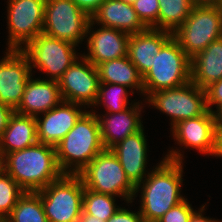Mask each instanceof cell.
I'll return each mask as SVG.
<instances>
[{
  "mask_svg": "<svg viewBox=\"0 0 222 222\" xmlns=\"http://www.w3.org/2000/svg\"><path fill=\"white\" fill-rule=\"evenodd\" d=\"M168 151L163 161L135 187V193L142 189L139 211L143 222H157L169 209L185 199L180 194L184 156L178 149Z\"/></svg>",
  "mask_w": 222,
  "mask_h": 222,
  "instance_id": "6da1fadb",
  "label": "cell"
},
{
  "mask_svg": "<svg viewBox=\"0 0 222 222\" xmlns=\"http://www.w3.org/2000/svg\"><path fill=\"white\" fill-rule=\"evenodd\" d=\"M5 172L25 192H37L64 174L57 163L55 147L41 142L6 154Z\"/></svg>",
  "mask_w": 222,
  "mask_h": 222,
  "instance_id": "7a4b0ae2",
  "label": "cell"
},
{
  "mask_svg": "<svg viewBox=\"0 0 222 222\" xmlns=\"http://www.w3.org/2000/svg\"><path fill=\"white\" fill-rule=\"evenodd\" d=\"M103 150L98 118L91 110L55 146L57 163L64 174L80 173Z\"/></svg>",
  "mask_w": 222,
  "mask_h": 222,
  "instance_id": "3957f363",
  "label": "cell"
},
{
  "mask_svg": "<svg viewBox=\"0 0 222 222\" xmlns=\"http://www.w3.org/2000/svg\"><path fill=\"white\" fill-rule=\"evenodd\" d=\"M191 58L172 36L155 55L152 67L143 76V95L177 88L191 81Z\"/></svg>",
  "mask_w": 222,
  "mask_h": 222,
  "instance_id": "277c9868",
  "label": "cell"
},
{
  "mask_svg": "<svg viewBox=\"0 0 222 222\" xmlns=\"http://www.w3.org/2000/svg\"><path fill=\"white\" fill-rule=\"evenodd\" d=\"M78 175L84 187L92 191L122 197L127 203L136 198L135 186L111 149L100 152Z\"/></svg>",
  "mask_w": 222,
  "mask_h": 222,
  "instance_id": "5b68a950",
  "label": "cell"
},
{
  "mask_svg": "<svg viewBox=\"0 0 222 222\" xmlns=\"http://www.w3.org/2000/svg\"><path fill=\"white\" fill-rule=\"evenodd\" d=\"M37 192L48 222H78L84 193V185L78 174H63Z\"/></svg>",
  "mask_w": 222,
  "mask_h": 222,
  "instance_id": "8992f818",
  "label": "cell"
},
{
  "mask_svg": "<svg viewBox=\"0 0 222 222\" xmlns=\"http://www.w3.org/2000/svg\"><path fill=\"white\" fill-rule=\"evenodd\" d=\"M173 37L192 58L211 42L222 38V11L219 7L194 6Z\"/></svg>",
  "mask_w": 222,
  "mask_h": 222,
  "instance_id": "52a82bcc",
  "label": "cell"
},
{
  "mask_svg": "<svg viewBox=\"0 0 222 222\" xmlns=\"http://www.w3.org/2000/svg\"><path fill=\"white\" fill-rule=\"evenodd\" d=\"M76 45L44 33L38 34L22 51L28 56L31 68L46 72L49 80L58 81L78 59Z\"/></svg>",
  "mask_w": 222,
  "mask_h": 222,
  "instance_id": "ba28073f",
  "label": "cell"
},
{
  "mask_svg": "<svg viewBox=\"0 0 222 222\" xmlns=\"http://www.w3.org/2000/svg\"><path fill=\"white\" fill-rule=\"evenodd\" d=\"M147 102L170 116L171 128L179 121L198 117L208 111L205 90L192 81L177 88L153 92L147 97Z\"/></svg>",
  "mask_w": 222,
  "mask_h": 222,
  "instance_id": "9c48e42d",
  "label": "cell"
},
{
  "mask_svg": "<svg viewBox=\"0 0 222 222\" xmlns=\"http://www.w3.org/2000/svg\"><path fill=\"white\" fill-rule=\"evenodd\" d=\"M90 20L72 0H46L42 33L78 46L87 36Z\"/></svg>",
  "mask_w": 222,
  "mask_h": 222,
  "instance_id": "30bf717a",
  "label": "cell"
},
{
  "mask_svg": "<svg viewBox=\"0 0 222 222\" xmlns=\"http://www.w3.org/2000/svg\"><path fill=\"white\" fill-rule=\"evenodd\" d=\"M45 3L46 0H8L6 49L22 50L43 32Z\"/></svg>",
  "mask_w": 222,
  "mask_h": 222,
  "instance_id": "8fae6325",
  "label": "cell"
},
{
  "mask_svg": "<svg viewBox=\"0 0 222 222\" xmlns=\"http://www.w3.org/2000/svg\"><path fill=\"white\" fill-rule=\"evenodd\" d=\"M99 83L97 67L83 55L79 56L58 80L63 101L79 104L85 108L86 105L88 108L94 107Z\"/></svg>",
  "mask_w": 222,
  "mask_h": 222,
  "instance_id": "7c38bea8",
  "label": "cell"
},
{
  "mask_svg": "<svg viewBox=\"0 0 222 222\" xmlns=\"http://www.w3.org/2000/svg\"><path fill=\"white\" fill-rule=\"evenodd\" d=\"M0 60V103L14 111L21 103L27 81L33 70L28 56L17 49H7Z\"/></svg>",
  "mask_w": 222,
  "mask_h": 222,
  "instance_id": "4fadbf2b",
  "label": "cell"
},
{
  "mask_svg": "<svg viewBox=\"0 0 222 222\" xmlns=\"http://www.w3.org/2000/svg\"><path fill=\"white\" fill-rule=\"evenodd\" d=\"M81 108L82 105L62 101L53 109L41 114L42 118L37 116L38 142L55 147L86 112Z\"/></svg>",
  "mask_w": 222,
  "mask_h": 222,
  "instance_id": "5bb4252c",
  "label": "cell"
},
{
  "mask_svg": "<svg viewBox=\"0 0 222 222\" xmlns=\"http://www.w3.org/2000/svg\"><path fill=\"white\" fill-rule=\"evenodd\" d=\"M95 24L90 20L87 28L88 52L84 55L94 66L115 60L128 55V42L130 35L118 29L102 26L96 31L92 29Z\"/></svg>",
  "mask_w": 222,
  "mask_h": 222,
  "instance_id": "9a60e30c",
  "label": "cell"
},
{
  "mask_svg": "<svg viewBox=\"0 0 222 222\" xmlns=\"http://www.w3.org/2000/svg\"><path fill=\"white\" fill-rule=\"evenodd\" d=\"M215 114L209 110L198 117L179 121L171 128L178 145L212 156L215 138Z\"/></svg>",
  "mask_w": 222,
  "mask_h": 222,
  "instance_id": "2e32d148",
  "label": "cell"
},
{
  "mask_svg": "<svg viewBox=\"0 0 222 222\" xmlns=\"http://www.w3.org/2000/svg\"><path fill=\"white\" fill-rule=\"evenodd\" d=\"M147 139L144 128L129 135L111 148L117 156L127 178L136 187L148 174L147 167Z\"/></svg>",
  "mask_w": 222,
  "mask_h": 222,
  "instance_id": "e0dca14e",
  "label": "cell"
},
{
  "mask_svg": "<svg viewBox=\"0 0 222 222\" xmlns=\"http://www.w3.org/2000/svg\"><path fill=\"white\" fill-rule=\"evenodd\" d=\"M141 109L143 108L140 102H134L122 112L107 113L102 116L96 114L104 149H111L129 135L143 128L140 119Z\"/></svg>",
  "mask_w": 222,
  "mask_h": 222,
  "instance_id": "ac0fdd59",
  "label": "cell"
},
{
  "mask_svg": "<svg viewBox=\"0 0 222 222\" xmlns=\"http://www.w3.org/2000/svg\"><path fill=\"white\" fill-rule=\"evenodd\" d=\"M62 101L58 81L31 77L26 83L21 103L15 112L36 118Z\"/></svg>",
  "mask_w": 222,
  "mask_h": 222,
  "instance_id": "d6986e66",
  "label": "cell"
},
{
  "mask_svg": "<svg viewBox=\"0 0 222 222\" xmlns=\"http://www.w3.org/2000/svg\"><path fill=\"white\" fill-rule=\"evenodd\" d=\"M172 36L171 32L153 28L130 34L128 57L142 76L152 67L155 55Z\"/></svg>",
  "mask_w": 222,
  "mask_h": 222,
  "instance_id": "ffe728a7",
  "label": "cell"
},
{
  "mask_svg": "<svg viewBox=\"0 0 222 222\" xmlns=\"http://www.w3.org/2000/svg\"><path fill=\"white\" fill-rule=\"evenodd\" d=\"M90 18L98 26L118 29L129 35L147 29L138 18L133 5L120 0H105Z\"/></svg>",
  "mask_w": 222,
  "mask_h": 222,
  "instance_id": "44dd1931",
  "label": "cell"
},
{
  "mask_svg": "<svg viewBox=\"0 0 222 222\" xmlns=\"http://www.w3.org/2000/svg\"><path fill=\"white\" fill-rule=\"evenodd\" d=\"M191 81L205 90L222 79V38L191 58Z\"/></svg>",
  "mask_w": 222,
  "mask_h": 222,
  "instance_id": "7402d4cb",
  "label": "cell"
},
{
  "mask_svg": "<svg viewBox=\"0 0 222 222\" xmlns=\"http://www.w3.org/2000/svg\"><path fill=\"white\" fill-rule=\"evenodd\" d=\"M37 142L36 118L14 111L5 131L0 136V148L3 153L6 155L13 151L22 150Z\"/></svg>",
  "mask_w": 222,
  "mask_h": 222,
  "instance_id": "603a6c76",
  "label": "cell"
},
{
  "mask_svg": "<svg viewBox=\"0 0 222 222\" xmlns=\"http://www.w3.org/2000/svg\"><path fill=\"white\" fill-rule=\"evenodd\" d=\"M97 69L100 83L124 85L143 94V76L130 61L128 55L119 59L105 61L99 64Z\"/></svg>",
  "mask_w": 222,
  "mask_h": 222,
  "instance_id": "cb8c5ba5",
  "label": "cell"
},
{
  "mask_svg": "<svg viewBox=\"0 0 222 222\" xmlns=\"http://www.w3.org/2000/svg\"><path fill=\"white\" fill-rule=\"evenodd\" d=\"M158 30L174 33L189 17L191 0H158Z\"/></svg>",
  "mask_w": 222,
  "mask_h": 222,
  "instance_id": "d4e9b609",
  "label": "cell"
},
{
  "mask_svg": "<svg viewBox=\"0 0 222 222\" xmlns=\"http://www.w3.org/2000/svg\"><path fill=\"white\" fill-rule=\"evenodd\" d=\"M6 222H48L38 192H25L5 218Z\"/></svg>",
  "mask_w": 222,
  "mask_h": 222,
  "instance_id": "484cf974",
  "label": "cell"
},
{
  "mask_svg": "<svg viewBox=\"0 0 222 222\" xmlns=\"http://www.w3.org/2000/svg\"><path fill=\"white\" fill-rule=\"evenodd\" d=\"M129 88L120 84L99 83L98 97L94 106L102 105L106 108V113L122 112L127 109L132 102L129 103ZM129 105V106H127Z\"/></svg>",
  "mask_w": 222,
  "mask_h": 222,
  "instance_id": "4316f807",
  "label": "cell"
},
{
  "mask_svg": "<svg viewBox=\"0 0 222 222\" xmlns=\"http://www.w3.org/2000/svg\"><path fill=\"white\" fill-rule=\"evenodd\" d=\"M116 197L98 193L84 187L82 209L98 219L107 221L118 209Z\"/></svg>",
  "mask_w": 222,
  "mask_h": 222,
  "instance_id": "83f0119b",
  "label": "cell"
},
{
  "mask_svg": "<svg viewBox=\"0 0 222 222\" xmlns=\"http://www.w3.org/2000/svg\"><path fill=\"white\" fill-rule=\"evenodd\" d=\"M25 190L6 172L0 175V219H5L13 210Z\"/></svg>",
  "mask_w": 222,
  "mask_h": 222,
  "instance_id": "f1b7e54d",
  "label": "cell"
},
{
  "mask_svg": "<svg viewBox=\"0 0 222 222\" xmlns=\"http://www.w3.org/2000/svg\"><path fill=\"white\" fill-rule=\"evenodd\" d=\"M132 5L138 18L147 28L158 29V0H136Z\"/></svg>",
  "mask_w": 222,
  "mask_h": 222,
  "instance_id": "f546056e",
  "label": "cell"
},
{
  "mask_svg": "<svg viewBox=\"0 0 222 222\" xmlns=\"http://www.w3.org/2000/svg\"><path fill=\"white\" fill-rule=\"evenodd\" d=\"M194 212L192 205L184 199L169 209L157 222H189Z\"/></svg>",
  "mask_w": 222,
  "mask_h": 222,
  "instance_id": "4dcf8cb0",
  "label": "cell"
},
{
  "mask_svg": "<svg viewBox=\"0 0 222 222\" xmlns=\"http://www.w3.org/2000/svg\"><path fill=\"white\" fill-rule=\"evenodd\" d=\"M205 92H206L207 109L210 112H214L212 109L213 105H216L215 106L216 109L222 106V79L209 85L205 89Z\"/></svg>",
  "mask_w": 222,
  "mask_h": 222,
  "instance_id": "1f68e13d",
  "label": "cell"
},
{
  "mask_svg": "<svg viewBox=\"0 0 222 222\" xmlns=\"http://www.w3.org/2000/svg\"><path fill=\"white\" fill-rule=\"evenodd\" d=\"M106 222H143V219L140 211L120 207Z\"/></svg>",
  "mask_w": 222,
  "mask_h": 222,
  "instance_id": "d6a6232c",
  "label": "cell"
},
{
  "mask_svg": "<svg viewBox=\"0 0 222 222\" xmlns=\"http://www.w3.org/2000/svg\"><path fill=\"white\" fill-rule=\"evenodd\" d=\"M81 10L90 17L105 0H72Z\"/></svg>",
  "mask_w": 222,
  "mask_h": 222,
  "instance_id": "836d02e7",
  "label": "cell"
},
{
  "mask_svg": "<svg viewBox=\"0 0 222 222\" xmlns=\"http://www.w3.org/2000/svg\"><path fill=\"white\" fill-rule=\"evenodd\" d=\"M13 113H14V110L11 107L0 103V136L5 131V129L8 125V121L10 119V116Z\"/></svg>",
  "mask_w": 222,
  "mask_h": 222,
  "instance_id": "e575fe53",
  "label": "cell"
},
{
  "mask_svg": "<svg viewBox=\"0 0 222 222\" xmlns=\"http://www.w3.org/2000/svg\"><path fill=\"white\" fill-rule=\"evenodd\" d=\"M222 157V127L215 126L214 149L212 156Z\"/></svg>",
  "mask_w": 222,
  "mask_h": 222,
  "instance_id": "d590c367",
  "label": "cell"
},
{
  "mask_svg": "<svg viewBox=\"0 0 222 222\" xmlns=\"http://www.w3.org/2000/svg\"><path fill=\"white\" fill-rule=\"evenodd\" d=\"M205 205L202 206V208H200V210L195 211L193 213V215L191 216L189 222H221V221H218V220H215V219H212V218H207V217H204V215L202 214L205 210Z\"/></svg>",
  "mask_w": 222,
  "mask_h": 222,
  "instance_id": "8d00e7d4",
  "label": "cell"
},
{
  "mask_svg": "<svg viewBox=\"0 0 222 222\" xmlns=\"http://www.w3.org/2000/svg\"><path fill=\"white\" fill-rule=\"evenodd\" d=\"M193 6L218 7L221 0H191Z\"/></svg>",
  "mask_w": 222,
  "mask_h": 222,
  "instance_id": "74e56055",
  "label": "cell"
},
{
  "mask_svg": "<svg viewBox=\"0 0 222 222\" xmlns=\"http://www.w3.org/2000/svg\"><path fill=\"white\" fill-rule=\"evenodd\" d=\"M78 222H106L104 220L98 219L93 215L87 214L83 209L79 216Z\"/></svg>",
  "mask_w": 222,
  "mask_h": 222,
  "instance_id": "f35d334b",
  "label": "cell"
},
{
  "mask_svg": "<svg viewBox=\"0 0 222 222\" xmlns=\"http://www.w3.org/2000/svg\"><path fill=\"white\" fill-rule=\"evenodd\" d=\"M215 121L218 127H222V106L214 111Z\"/></svg>",
  "mask_w": 222,
  "mask_h": 222,
  "instance_id": "ab89813d",
  "label": "cell"
},
{
  "mask_svg": "<svg viewBox=\"0 0 222 222\" xmlns=\"http://www.w3.org/2000/svg\"><path fill=\"white\" fill-rule=\"evenodd\" d=\"M5 172V154L0 148V175Z\"/></svg>",
  "mask_w": 222,
  "mask_h": 222,
  "instance_id": "60d3db41",
  "label": "cell"
},
{
  "mask_svg": "<svg viewBox=\"0 0 222 222\" xmlns=\"http://www.w3.org/2000/svg\"><path fill=\"white\" fill-rule=\"evenodd\" d=\"M128 4H133L136 0H120Z\"/></svg>",
  "mask_w": 222,
  "mask_h": 222,
  "instance_id": "b9f144b4",
  "label": "cell"
},
{
  "mask_svg": "<svg viewBox=\"0 0 222 222\" xmlns=\"http://www.w3.org/2000/svg\"><path fill=\"white\" fill-rule=\"evenodd\" d=\"M219 9L222 11V0H221V2H220V4H219Z\"/></svg>",
  "mask_w": 222,
  "mask_h": 222,
  "instance_id": "7bdbcfd3",
  "label": "cell"
},
{
  "mask_svg": "<svg viewBox=\"0 0 222 222\" xmlns=\"http://www.w3.org/2000/svg\"><path fill=\"white\" fill-rule=\"evenodd\" d=\"M0 222H6V220L5 219H0Z\"/></svg>",
  "mask_w": 222,
  "mask_h": 222,
  "instance_id": "ee69618b",
  "label": "cell"
}]
</instances>
